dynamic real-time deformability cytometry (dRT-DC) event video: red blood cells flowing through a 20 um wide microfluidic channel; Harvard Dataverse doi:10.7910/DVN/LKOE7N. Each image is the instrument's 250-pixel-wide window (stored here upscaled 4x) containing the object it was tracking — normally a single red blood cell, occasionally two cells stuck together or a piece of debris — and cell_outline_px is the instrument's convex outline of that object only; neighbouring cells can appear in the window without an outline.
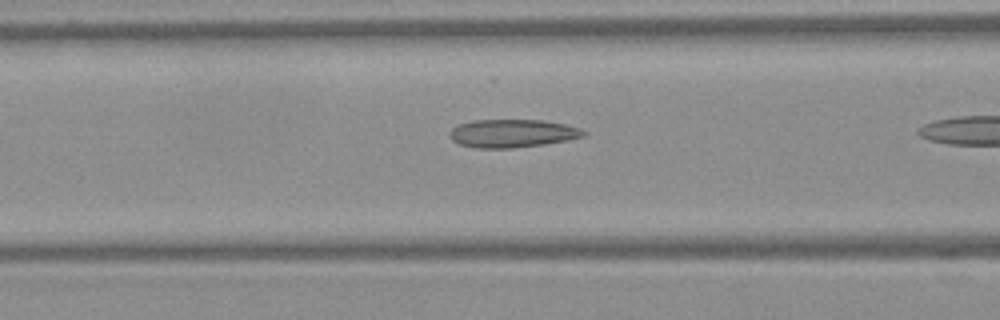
{"species": "Egyptian fruit bat (a non-hibernating species)", "species_latin": "Rousettus aegyptiacus", "temperature_condition": "warm", "stored_images_in_passage": 6, "camera_frame_rate_fps": 3000, "um_per_image_px": 0.085, "frame": {"image": 1, "passage_image": 5, "time_ms": 1.333, "image_size_px": [1000, 320], "cell_outline_px": [[588, 132], [584, 136], [568, 140], [544, 144], [512, 148], [476, 148], [460, 144], [452, 140], [448, 136], [448, 132], [452, 128], [460, 124], [472, 120], [544, 120], [564, 124], [580, 128]], "centroid_in_image_um": [43.54, 11.33], "position_along_channel_um": 123.1, "area_um2": 22.02}}